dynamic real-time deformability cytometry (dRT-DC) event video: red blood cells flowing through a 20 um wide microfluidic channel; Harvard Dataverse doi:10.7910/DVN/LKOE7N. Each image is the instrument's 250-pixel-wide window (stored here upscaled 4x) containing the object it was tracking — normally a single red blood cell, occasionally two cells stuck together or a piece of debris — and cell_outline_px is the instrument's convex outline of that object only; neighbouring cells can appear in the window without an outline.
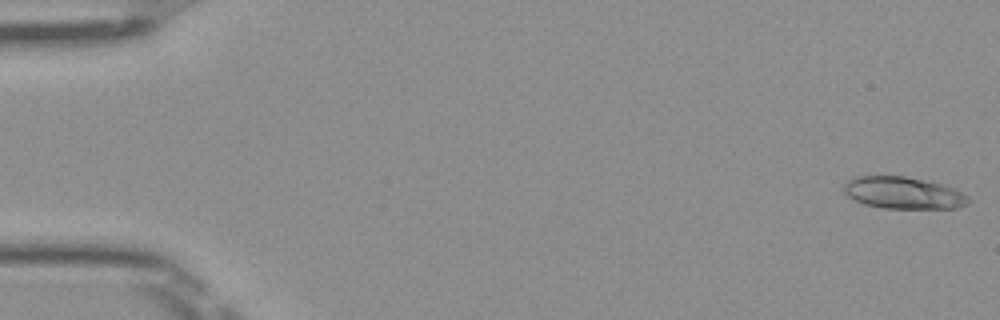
{"species": "Egyptian fruit bat (a non-hibernating species)", "species_latin": "Rousettus aegyptiacus", "temperature_condition": "room temperature", "stored_images_in_passage": 50, "camera_frame_rate_fps": 3000, "um_per_image_px": 0.085, "frame": {"image": 1, "passage_image": 1, "time_ms": 0.0, "image_size_px": [1000, 320], "cell_outline_px": [[972, 200], [968, 204], [956, 208], [884, 208], [864, 204], [848, 196], [844, 192], [844, 184], [852, 176], [904, 176], [924, 180], [940, 184], [952, 188], [968, 196]], "centroid_in_image_um": [76.77, 16.39], "position_along_channel_um": 8.2, "area_um2": 23.06}}
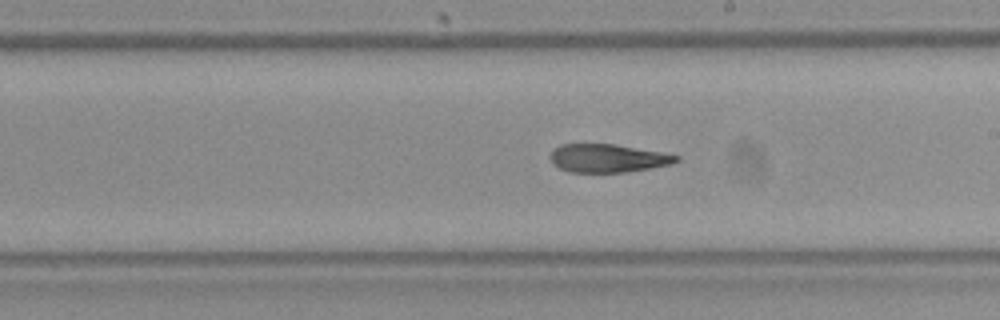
{"frame": {"image": 2, "passage_image": 29, "time_ms": 9.333, "image_size_px": [1000, 320], "cell_outline_px": [[680, 160], [672, 164], [652, 168], [624, 172], [568, 172], [552, 164], [548, 156], [552, 148], [560, 144], [616, 144], [660, 152], [680, 156]], "centroid_in_image_um": [51.62, 13.44], "position_along_channel_um": 237.4, "area_um2": 20.98}}
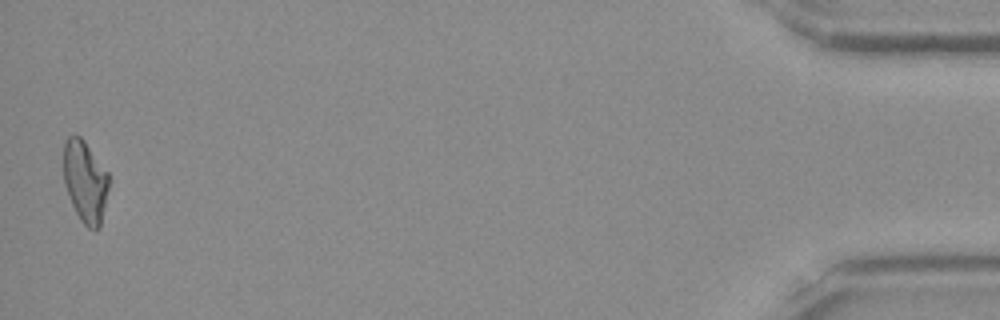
{"frame": {"image": 3, "passage_image": 50, "time_ms": 16.333, "image_size_px": [1000, 320], "cell_outline_px": [[108, 188], [100, 228], [96, 232], [88, 228], [80, 220], [72, 204], [64, 184], [64, 140], [68, 136], [80, 136], [84, 140], [108, 172]], "centroid_in_image_um": [7.24, 15.44], "position_along_channel_um": 428.0, "area_um2": 21.56}, "authors_computed_cell_mechanics": {"area_um2": 22.2819, "velocity_mm_per_s": 4.0129, "shape_relaxation_time_tau1_ms": 8.2498, "shape_relaxation_time_tau2_ms": 4.1261, "deformation_change_tau1": 0.2286, "deformation_change_tau2": 0.1395}}